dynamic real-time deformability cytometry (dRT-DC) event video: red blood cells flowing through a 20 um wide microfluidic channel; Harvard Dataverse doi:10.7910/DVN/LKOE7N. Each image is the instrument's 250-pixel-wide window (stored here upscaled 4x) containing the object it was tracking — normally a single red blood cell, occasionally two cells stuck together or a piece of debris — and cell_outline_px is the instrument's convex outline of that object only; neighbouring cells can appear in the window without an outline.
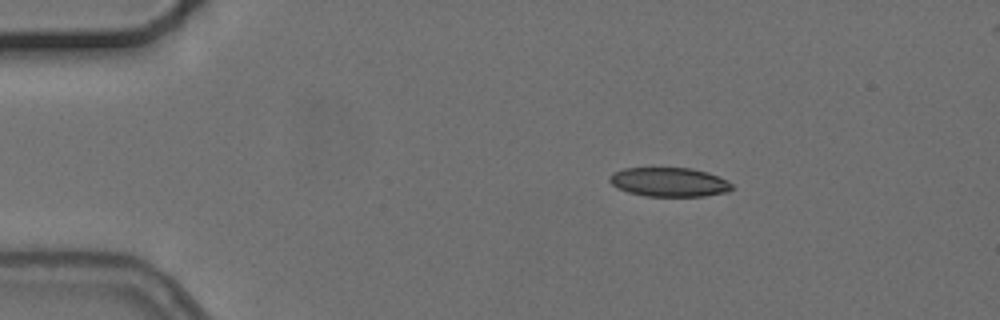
{"species": "common noctule bat (a hibernating species)", "species_latin": "Nyctalus noctula", "temperature_condition": "cold", "stored_images_in_passage": 3, "camera_frame_rate_fps": 3000, "um_per_image_px": 0.085, "animal": {"sex": "female", "body_mass_g": 24.6, "forearm_length_mm": 56.2}, "frame": {"image": 1, "passage_image": 1, "time_ms": 0.0, "image_size_px": [1000, 320], "cell_outline_px": [[732, 188], [728, 192], [704, 196], [644, 196], [628, 192], [616, 188], [608, 180], [612, 172], [624, 168], [692, 168], [708, 172], [728, 180], [732, 184]], "centroid_in_image_um": [56.87, 15.47], "position_along_channel_um": 28.1, "area_um2": 20.92}}